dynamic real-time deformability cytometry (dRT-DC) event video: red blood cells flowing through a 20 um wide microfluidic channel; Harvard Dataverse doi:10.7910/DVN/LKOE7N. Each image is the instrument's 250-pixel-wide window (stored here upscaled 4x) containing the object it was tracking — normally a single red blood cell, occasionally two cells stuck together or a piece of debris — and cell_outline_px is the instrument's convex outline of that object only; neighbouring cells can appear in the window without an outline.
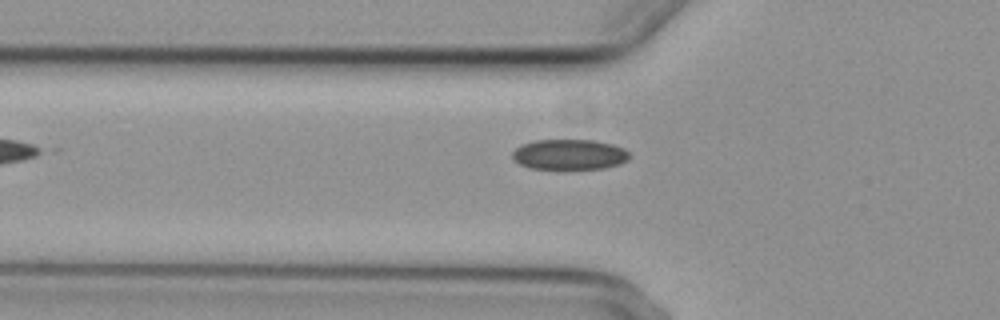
{"species": "common noctule bat (a hibernating species)", "species_latin": "Nyctalus noctula", "temperature_condition": "cold", "stored_images_in_passage": 4, "camera_frame_rate_fps": 3000, "um_per_image_px": 0.085, "animal": {"sex": "female", "body_mass_g": 29.2, "forearm_length_mm": 56.3}, "frame": {"image": 1, "passage_image": 3, "time_ms": 2.333, "image_size_px": [1000, 320], "cell_outline_px": [[628, 160], [620, 164], [604, 168], [564, 172], [560, 172], [528, 168], [520, 164], [512, 156], [512, 152], [520, 144], [536, 140], [596, 140], [612, 144], [624, 148], [628, 152]], "centroid_in_image_um": [48.38, 13.18], "position_along_channel_um": 77.4, "area_um2": 21.73}}
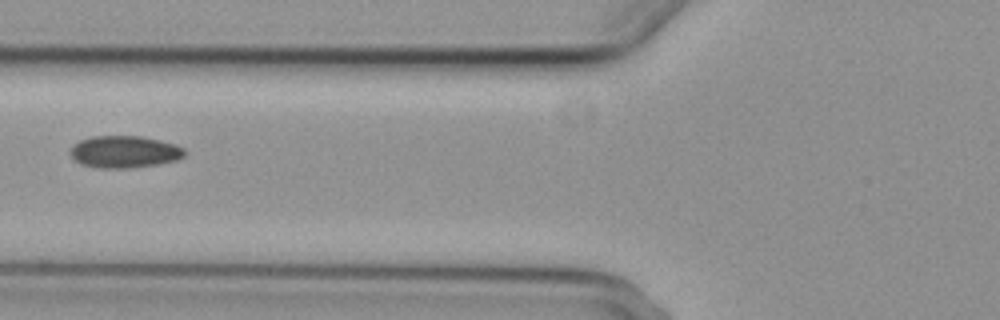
{"frame": {"image": 2, "passage_image": 4, "time_ms": 3.333, "image_size_px": [1000, 320], "cell_outline_px": [[188, 152], [184, 156], [176, 160], [160, 164], [128, 168], [100, 168], [80, 164], [68, 152], [80, 140], [92, 136], [140, 136], [160, 140], [176, 144], [184, 148]], "centroid_in_image_um": [10.62, 12.9], "position_along_channel_um": 115.2, "area_um2": 21.44}}